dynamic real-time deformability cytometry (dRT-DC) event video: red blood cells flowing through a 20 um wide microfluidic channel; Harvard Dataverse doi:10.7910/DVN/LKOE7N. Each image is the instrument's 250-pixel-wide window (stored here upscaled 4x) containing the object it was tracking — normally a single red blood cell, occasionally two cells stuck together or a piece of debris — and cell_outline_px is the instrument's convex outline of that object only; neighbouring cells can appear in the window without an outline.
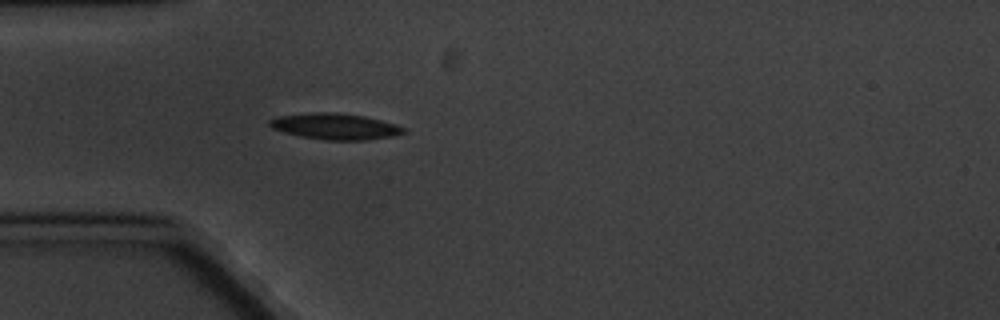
{"species": "common noctule bat (a hibernating species)", "species_latin": "Nyctalus noctula", "temperature_condition": "cold", "stored_images_in_passage": 4, "camera_frame_rate_fps": 3000, "um_per_image_px": 0.085, "animal": {"sex": "male", "body_mass_g": 20.1, "forearm_length_mm": 53.5}, "frame": {"image": 1, "passage_image": 4, "time_ms": 3.667, "image_size_px": [1000, 320], "cell_outline_px": [[404, 132], [392, 136], [364, 140], [324, 140], [300, 136], [284, 132], [272, 128], [268, 124], [268, 120], [276, 116], [312, 112], [336, 112], [364, 116], [396, 124], [404, 128]], "centroid_in_image_um": [28.43, 10.73], "position_along_channel_um": 56.6, "area_um2": 20.35}}